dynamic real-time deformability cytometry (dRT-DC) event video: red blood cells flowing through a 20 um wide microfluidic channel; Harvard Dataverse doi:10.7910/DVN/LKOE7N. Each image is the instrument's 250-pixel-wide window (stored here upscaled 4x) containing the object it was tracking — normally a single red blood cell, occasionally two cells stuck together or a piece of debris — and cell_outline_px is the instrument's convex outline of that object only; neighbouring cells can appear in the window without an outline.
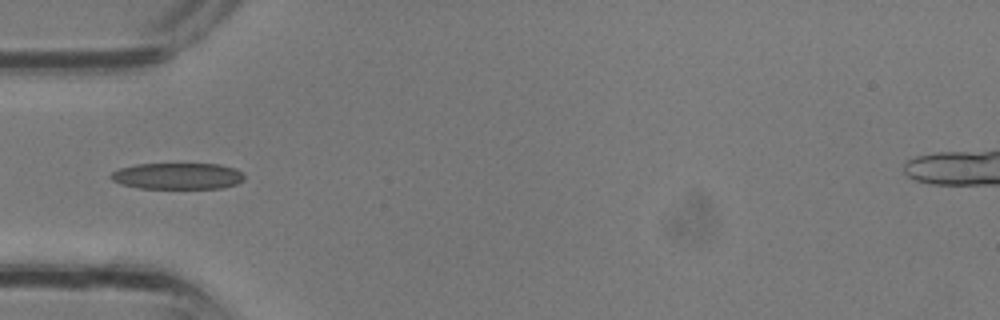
{"species": "common noctule bat (a hibernating species)", "species_latin": "Nyctalus noctula", "temperature_condition": "room temperature", "stored_images_in_passage": 5, "camera_frame_rate_fps": 3000, "um_per_image_px": 0.085, "animal": {"sex": "male", "body_mass_g": 13.3}, "frame": {"image": 1, "passage_image": 1, "time_ms": 0.0, "image_size_px": [1000, 320], "cell_outline_px": [[244, 180], [236, 184], [220, 188], [140, 188], [120, 184], [112, 180], [108, 176], [112, 172], [120, 168], [136, 164], [220, 164], [236, 168], [244, 176]], "centroid_in_image_um": [15.08, 14.96], "position_along_channel_um": 69.9, "area_um2": 20.52}}
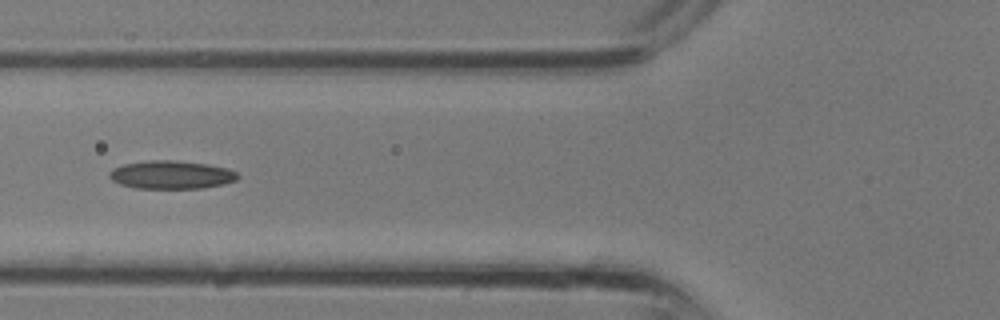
{"frame": {"image": 2, "passage_image": 3, "time_ms": 0.667, "image_size_px": [1000, 320], "cell_outline_px": [[240, 176], [236, 180], [224, 184], [204, 188], [136, 188], [120, 184], [112, 180], [108, 176], [108, 172], [112, 168], [124, 164], [152, 160], [172, 160], [208, 164], [228, 168], [236, 172]], "centroid_in_image_um": [14.56, 14.86], "position_along_channel_um": 111.2, "area_um2": 21.15}}